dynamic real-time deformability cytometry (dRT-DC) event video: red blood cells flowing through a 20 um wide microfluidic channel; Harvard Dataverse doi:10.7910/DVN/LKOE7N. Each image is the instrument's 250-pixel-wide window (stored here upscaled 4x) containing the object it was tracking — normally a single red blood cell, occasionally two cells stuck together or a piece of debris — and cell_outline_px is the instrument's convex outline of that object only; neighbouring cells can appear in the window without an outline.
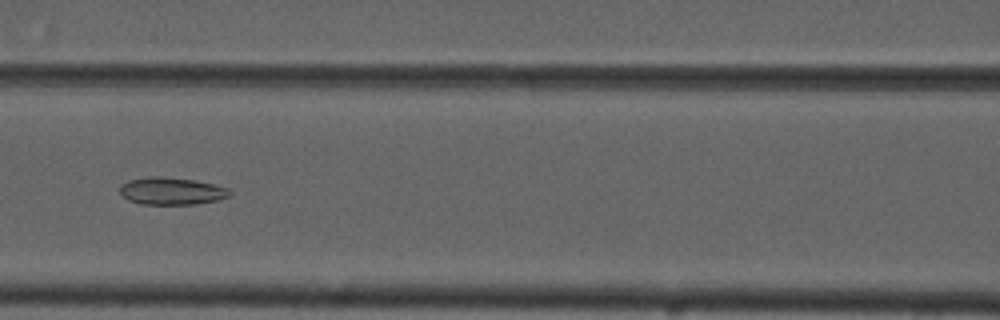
{"species": "common noctule bat (a hibernating species)", "species_latin": "Nyctalus noctula", "temperature_condition": "cold", "stored_images_in_passage": 8, "camera_frame_rate_fps": 3000, "um_per_image_px": 0.085, "animal": {"sex": "male", "forearm_length_mm": 52.5}, "frame": {"image": 1, "passage_image": 6, "time_ms": 5.667, "image_size_px": [1000, 320], "cell_outline_px": [[232, 192], [228, 196], [216, 200], [196, 204], [140, 204], [128, 200], [120, 192], [120, 188], [128, 180], [148, 176], [160, 176], [192, 180], [216, 184], [228, 188]], "centroid_in_image_um": [14.59, 16.23], "position_along_channel_um": 152.0, "area_um2": 17.4}}
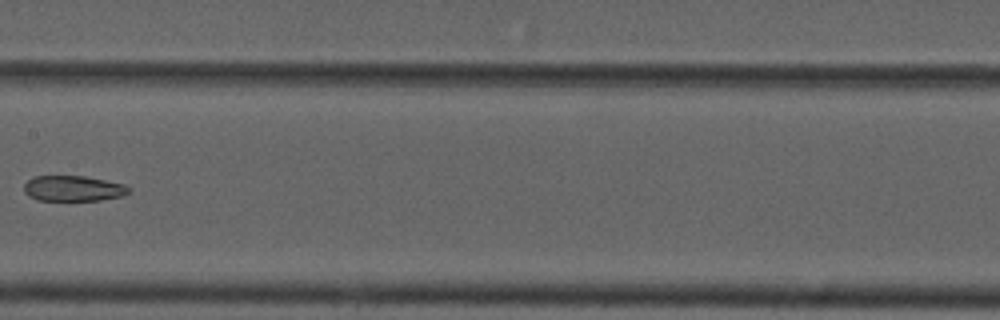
{"frame": {"image": 2, "passage_image": 7, "time_ms": 7.0, "image_size_px": [1000, 320], "cell_outline_px": [[132, 192], [124, 196], [100, 200], [36, 200], [28, 196], [24, 192], [24, 184], [28, 180], [36, 176], [84, 176], [124, 184], [132, 188]], "centroid_in_image_um": [6.26, 16.02], "position_along_channel_um": 201.1, "area_um2": 15.72}}
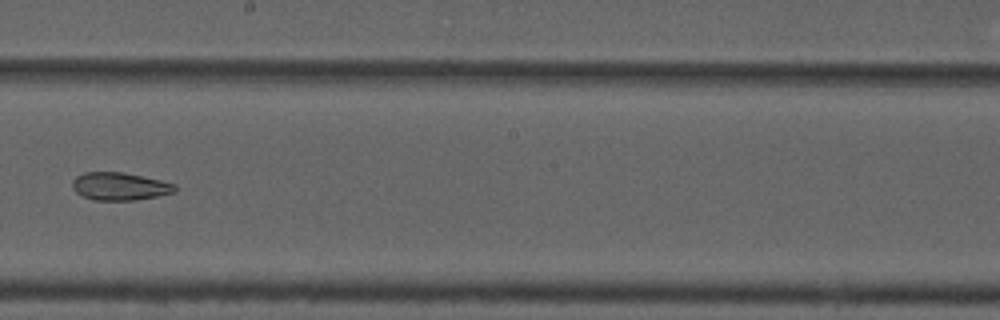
{"frame": {"image": 3, "passage_image": 8, "time_ms": 8.0, "image_size_px": [1000, 320], "cell_outline_px": [[176, 192], [156, 196], [132, 200], [96, 200], [84, 196], [76, 192], [72, 188], [72, 180], [76, 176], [84, 172], [120, 172], [160, 180], [176, 184]], "centroid_in_image_um": [10.16, 15.83], "position_along_channel_um": 238.0, "area_um2": 16.42}}